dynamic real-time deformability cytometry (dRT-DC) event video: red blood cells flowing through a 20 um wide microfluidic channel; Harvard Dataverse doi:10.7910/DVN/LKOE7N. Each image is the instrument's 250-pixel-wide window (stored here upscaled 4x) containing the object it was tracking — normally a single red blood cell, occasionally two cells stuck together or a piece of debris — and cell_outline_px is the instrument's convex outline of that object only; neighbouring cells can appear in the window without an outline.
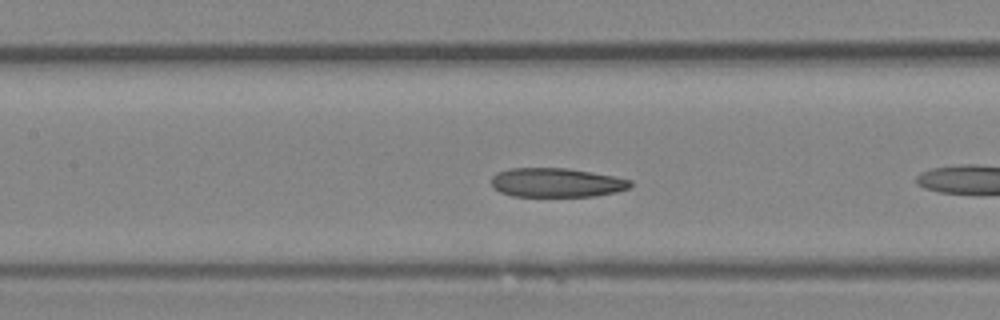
{"species": "Egyptian fruit bat (a non-hibernating species)", "species_latin": "Rousettus aegyptiacus", "temperature_condition": "room temperature", "stored_images_in_passage": 8, "camera_frame_rate_fps": 3000, "um_per_image_px": 0.085, "animal": {"sex": "female"}, "frame": {"image": 1, "passage_image": 6, "time_ms": 1.667, "image_size_px": [1000, 320], "cell_outline_px": [[632, 184], [628, 188], [616, 192], [596, 196], [512, 196], [500, 192], [492, 184], [492, 176], [496, 172], [512, 168], [564, 168], [592, 172], [616, 176], [632, 180]], "centroid_in_image_um": [47.32, 15.52], "position_along_channel_um": 160.1, "area_um2": 23.58}}